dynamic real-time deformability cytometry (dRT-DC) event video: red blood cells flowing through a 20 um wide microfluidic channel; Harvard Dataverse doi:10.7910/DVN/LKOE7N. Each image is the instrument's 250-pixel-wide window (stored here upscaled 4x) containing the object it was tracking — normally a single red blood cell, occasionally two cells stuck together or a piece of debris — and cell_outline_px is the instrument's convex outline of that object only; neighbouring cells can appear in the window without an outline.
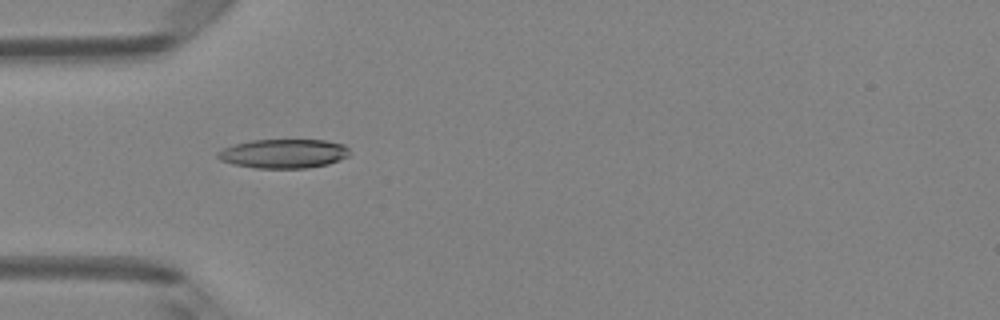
{"species": "Egyptian fruit bat (a non-hibernating species)", "species_latin": "Rousettus aegyptiacus", "temperature_condition": "room temperature", "stored_images_in_passage": 4, "camera_frame_rate_fps": 3000, "um_per_image_px": 0.085, "animal": {"sex": "female"}, "frame": {"image": 1, "passage_image": 2, "time_ms": 0.333, "image_size_px": [1000, 320], "cell_outline_px": [[348, 156], [340, 160], [328, 164], [308, 168], [256, 168], [232, 164], [220, 160], [216, 156], [216, 152], [224, 148], [236, 144], [252, 140], [324, 140], [344, 144], [348, 148]], "centroid_in_image_um": [24.1, 13.06], "position_along_channel_um": 60.9, "area_um2": 22.37}}
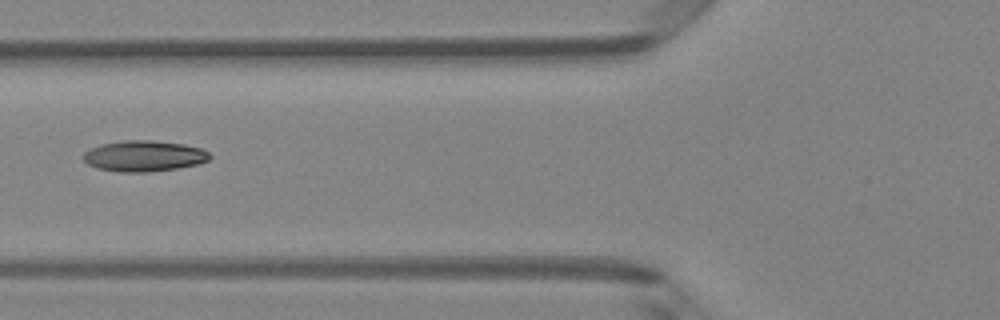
{"frame": {"image": 2, "passage_image": 3, "time_ms": 0.667, "image_size_px": [1000, 320], "cell_outline_px": [[212, 156], [208, 160], [200, 164], [176, 168], [148, 172], [120, 172], [96, 168], [88, 164], [84, 160], [84, 152], [100, 144], [124, 140], [152, 140], [184, 144], [200, 148], [208, 152]], "centroid_in_image_um": [12.25, 13.26], "position_along_channel_um": 113.6, "area_um2": 22.77}}
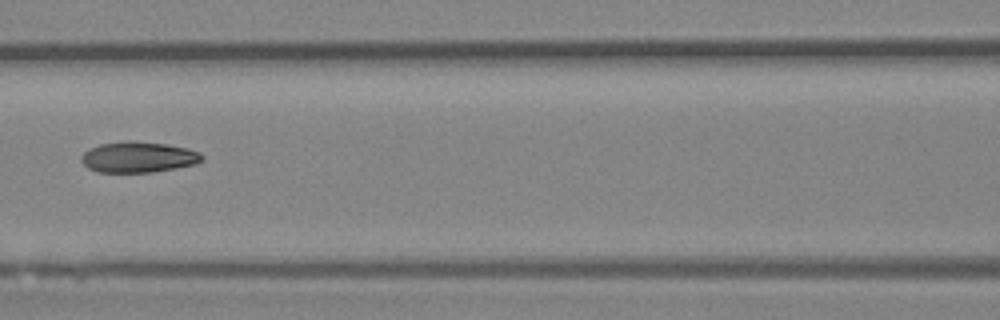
{"frame": {"image": 3, "passage_image": 4, "time_ms": 1.0, "image_size_px": [1000, 320], "cell_outline_px": [[204, 160], [196, 164], [176, 168], [152, 172], [96, 172], [88, 168], [80, 160], [80, 156], [88, 148], [100, 144], [128, 140], [164, 144], [188, 148], [200, 152], [204, 156]], "centroid_in_image_um": [11.75, 13.35], "position_along_channel_um": 154.8, "area_um2": 21.85}}